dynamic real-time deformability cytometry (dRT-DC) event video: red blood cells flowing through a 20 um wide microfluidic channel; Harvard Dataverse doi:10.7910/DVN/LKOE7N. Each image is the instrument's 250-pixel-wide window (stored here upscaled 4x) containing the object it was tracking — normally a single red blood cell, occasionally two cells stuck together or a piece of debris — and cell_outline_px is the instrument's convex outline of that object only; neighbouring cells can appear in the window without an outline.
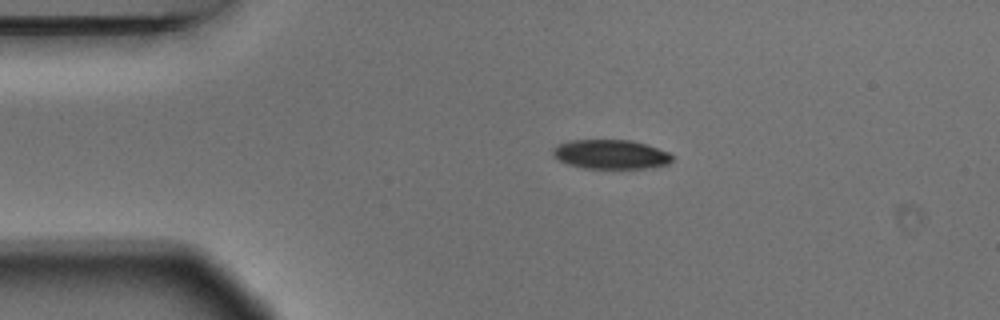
{"species": "Egyptian fruit bat (a non-hibernating species)", "species_latin": "Rousettus aegyptiacus", "temperature_condition": "warm", "stored_images_in_passage": 2, "camera_frame_rate_fps": 3000, "um_per_image_px": 0.085, "animal": {"sex": "male"}, "frame": {"image": 1, "passage_image": 1, "time_ms": 0.0, "image_size_px": [1000, 320], "cell_outline_px": [[672, 160], [668, 164], [644, 168], [584, 168], [568, 164], [552, 156], [552, 148], [556, 144], [568, 140], [632, 140], [668, 152], [672, 156]], "centroid_in_image_um": [51.85, 13.11], "position_along_channel_um": 33.2, "area_um2": 20.29}}